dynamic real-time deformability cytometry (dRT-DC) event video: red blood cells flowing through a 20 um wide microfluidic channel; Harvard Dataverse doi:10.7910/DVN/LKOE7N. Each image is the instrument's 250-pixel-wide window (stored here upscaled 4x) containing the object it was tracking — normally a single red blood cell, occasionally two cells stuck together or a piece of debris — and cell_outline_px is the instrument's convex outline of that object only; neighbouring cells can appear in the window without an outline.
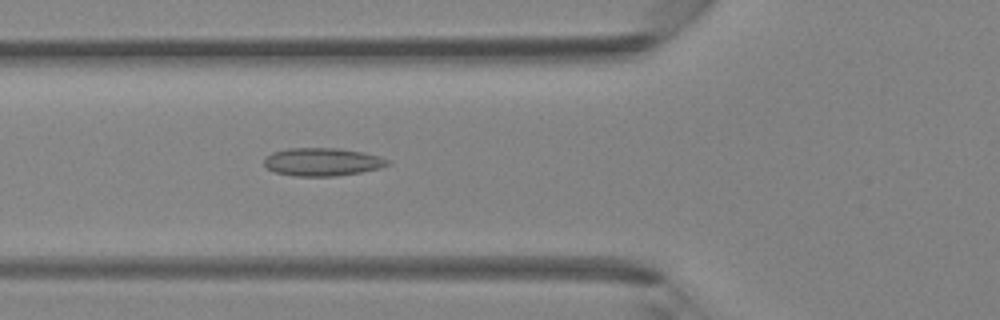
{"species": "Egyptian fruit bat (a non-hibernating species)", "species_latin": "Rousettus aegyptiacus", "temperature_condition": "room temperature", "stored_images_in_passage": 43, "camera_frame_rate_fps": 3000, "um_per_image_px": 0.085, "animal": {"sex": "female"}, "frame": {"image": 1, "passage_image": 16, "time_ms": 5.0, "image_size_px": [1000, 320], "cell_outline_px": [[392, 164], [380, 168], [360, 172], [336, 176], [292, 176], [276, 172], [268, 168], [264, 164], [264, 160], [272, 152], [288, 148], [340, 148], [364, 152], [380, 156], [388, 160]], "centroid_in_image_um": [27.43, 13.76], "position_along_channel_um": 98.4, "area_um2": 20.23}}
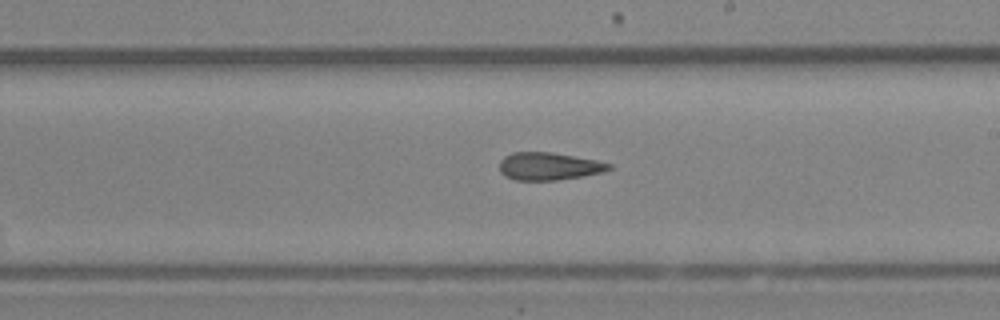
{"frame": {"image": 2, "passage_image": 25, "time_ms": 8.0, "image_size_px": [1000, 320], "cell_outline_px": [[612, 168], [604, 172], [584, 176], [556, 180], [516, 180], [504, 176], [500, 172], [500, 160], [504, 156], [512, 152], [552, 152], [596, 160], [612, 164]], "centroid_in_image_um": [46.65, 14.13], "position_along_channel_um": 242.3, "area_um2": 17.74}}
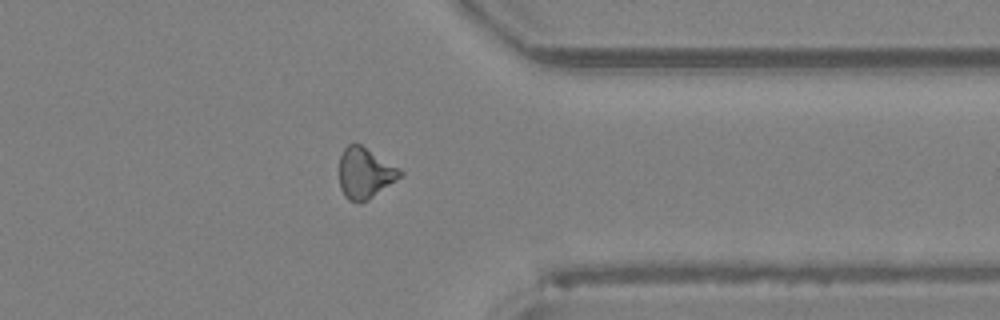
{"frame": {"image": 3, "passage_image": 34, "time_ms": 11.0, "image_size_px": [1000, 320], "cell_outline_px": [[404, 172], [400, 176], [372, 196], [360, 204], [348, 200], [344, 196], [340, 188], [340, 156], [344, 148], [348, 144], [360, 144], [400, 168]], "centroid_in_image_um": [30.99, 14.71], "position_along_channel_um": 380.4, "area_um2": 17.69}}